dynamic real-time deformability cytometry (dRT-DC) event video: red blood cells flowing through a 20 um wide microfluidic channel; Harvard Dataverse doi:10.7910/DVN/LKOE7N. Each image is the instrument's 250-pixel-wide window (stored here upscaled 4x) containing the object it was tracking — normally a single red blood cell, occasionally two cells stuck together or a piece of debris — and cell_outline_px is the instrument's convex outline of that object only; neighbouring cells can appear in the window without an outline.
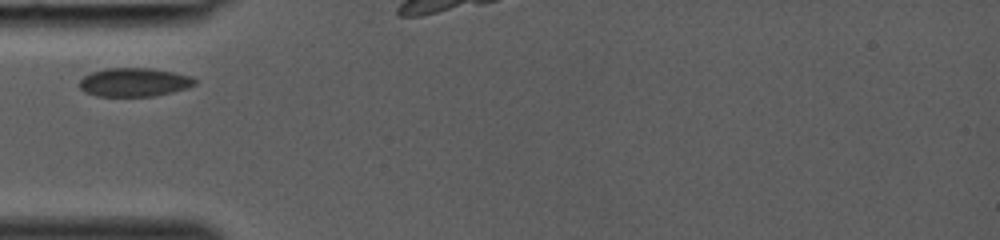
{"species": "common noctule bat (a hibernating species)", "species_latin": "Nyctalus noctula", "temperature_condition": "room temperature", "stored_images_in_passage": 20, "camera_frame_rate_fps": 3000, "um_per_image_px": 0.085, "animal": {"sex": "female", "body_mass_g": 19.0, "forearm_length_mm": 53.3}, "frame": {"image": 1, "passage_image": 1, "time_ms": 0.0, "image_size_px": [1000, 240], "cell_outline_px": [[196, 84], [188, 88], [156, 96], [96, 96], [84, 92], [80, 88], [80, 80], [84, 76], [92, 72], [108, 68], [148, 68], [172, 72], [192, 76], [196, 80]], "centroid_in_image_um": [11.42, 7.0], "position_along_channel_um": 73.6, "area_um2": 19.25}}